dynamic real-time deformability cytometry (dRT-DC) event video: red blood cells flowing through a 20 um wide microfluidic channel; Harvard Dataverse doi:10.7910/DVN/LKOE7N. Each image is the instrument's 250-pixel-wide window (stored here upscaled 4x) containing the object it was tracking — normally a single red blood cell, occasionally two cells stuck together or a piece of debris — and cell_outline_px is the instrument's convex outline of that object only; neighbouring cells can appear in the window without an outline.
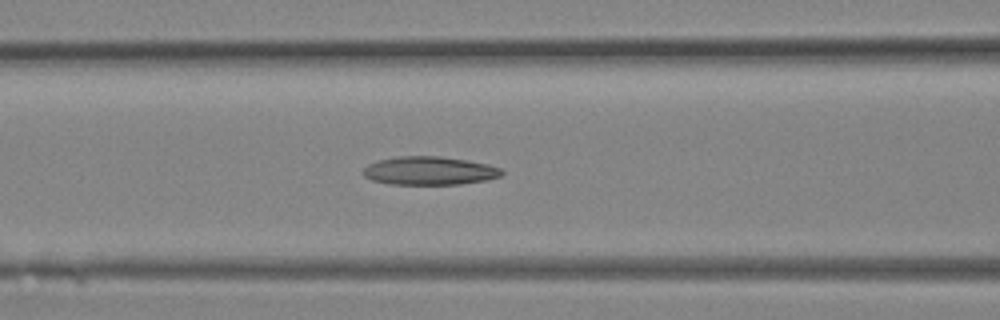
{"species": "Egyptian fruit bat (a non-hibernating species)", "species_latin": "Rousettus aegyptiacus", "temperature_condition": "room temperature", "stored_images_in_passage": 16, "camera_frame_rate_fps": 3000, "um_per_image_px": 0.085, "animal": {"sex": "female"}, "frame": {"image": 1, "passage_image": 12, "time_ms": 3.667, "image_size_px": [1000, 320], "cell_outline_px": [[504, 172], [500, 176], [488, 180], [460, 184], [388, 184], [372, 180], [364, 176], [364, 168], [368, 164], [376, 160], [400, 156], [440, 156], [468, 160], [488, 164], [500, 168]], "centroid_in_image_um": [36.51, 14.51], "position_along_channel_um": 130.1, "area_um2": 23.0}}
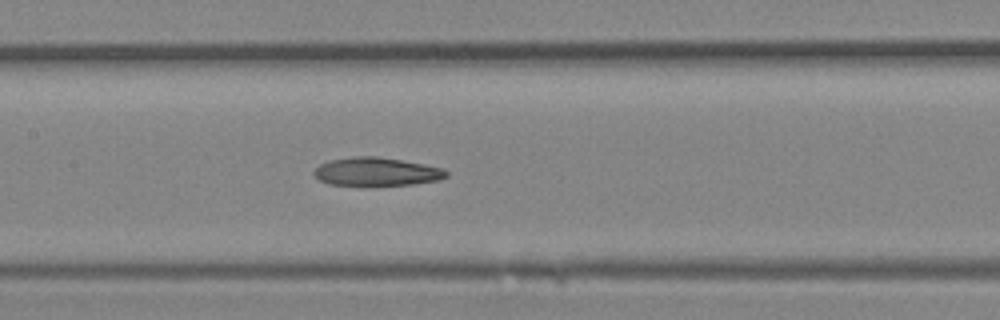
{"frame": {"image": 2, "passage_image": 14, "time_ms": 4.333, "image_size_px": [1000, 320], "cell_outline_px": [[448, 176], [440, 180], [412, 184], [328, 184], [320, 180], [312, 172], [320, 164], [328, 160], [352, 156], [376, 156], [424, 164], [444, 168], [448, 172]], "centroid_in_image_um": [32.02, 14.57], "position_along_channel_um": 175.4, "area_um2": 21.56}}
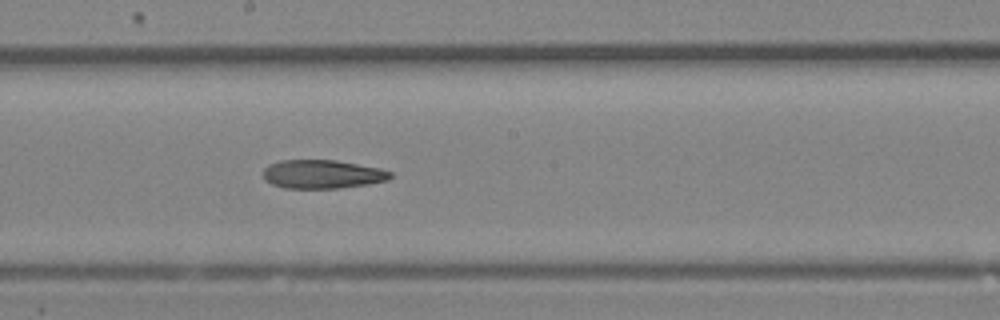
{"frame": {"image": 3, "passage_image": 16, "time_ms": 5.0, "image_size_px": [1000, 320], "cell_outline_px": [[392, 176], [388, 180], [368, 184], [340, 188], [284, 188], [272, 184], [264, 180], [264, 168], [268, 164], [280, 160], [336, 160], [380, 168], [392, 172]], "centroid_in_image_um": [27.39, 14.8], "position_along_channel_um": 220.8, "area_um2": 21.33}}